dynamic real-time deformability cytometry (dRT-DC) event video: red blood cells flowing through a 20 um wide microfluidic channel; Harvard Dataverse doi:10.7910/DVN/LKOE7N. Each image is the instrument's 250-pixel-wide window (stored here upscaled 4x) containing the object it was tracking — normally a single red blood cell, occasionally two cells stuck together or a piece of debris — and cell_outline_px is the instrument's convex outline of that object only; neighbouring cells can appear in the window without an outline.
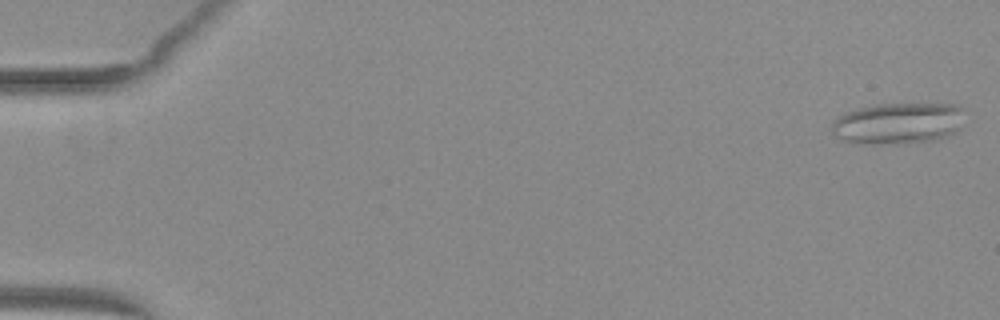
{"species": "common noctule bat (a hibernating species)", "species_latin": "Nyctalus noctula", "temperature_condition": "warm", "stored_images_in_passage": 10, "camera_frame_rate_fps": 3000, "um_per_image_px": 0.085, "animal": {"sex": "female", "body_mass_g": 29.2, "forearm_length_mm": 56.3}, "frame": {"image": 1, "passage_image": 1, "time_ms": 0.0, "image_size_px": [1000, 320], "cell_outline_px": [[964, 108], [960, 128], [956, 132], [948, 136], [936, 140], [904, 144], [864, 144], [844, 140], [836, 136], [832, 132], [832, 124], [840, 116], [848, 112], [860, 108], [876, 104], [960, 104]], "centroid_in_image_um": [76.41, 10.49], "position_along_channel_um": 8.6, "area_um2": 32.19}}